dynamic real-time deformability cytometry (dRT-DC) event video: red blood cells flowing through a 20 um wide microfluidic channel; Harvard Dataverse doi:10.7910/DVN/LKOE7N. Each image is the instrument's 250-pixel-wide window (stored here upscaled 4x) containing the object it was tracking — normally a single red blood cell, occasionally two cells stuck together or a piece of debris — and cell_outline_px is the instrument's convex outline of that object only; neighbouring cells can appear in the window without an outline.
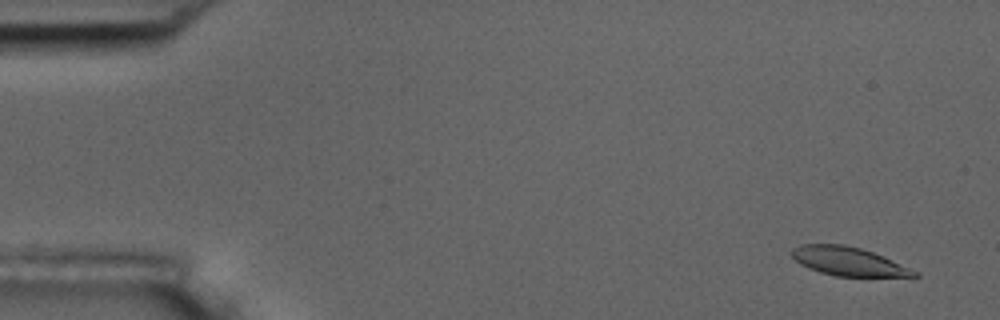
{"species": "common noctule bat (a hibernating species)", "species_latin": "Nyctalus noctula", "temperature_condition": "room temperature", "stored_images_in_passage": 54, "camera_frame_rate_fps": 3000, "um_per_image_px": 0.085, "animal": {"sex": "male", "body_mass_g": 17.5, "forearm_length_mm": 52.3}, "frame": {"image": 1, "passage_image": 3, "time_ms": 0.667, "image_size_px": [1000, 320], "cell_outline_px": [[920, 276], [836, 276], [820, 272], [808, 268], [800, 264], [788, 252], [792, 248], [800, 244], [844, 244], [860, 248], [884, 256], [920, 272]], "centroid_in_image_um": [72.09, 22.2], "position_along_channel_um": 12.9, "area_um2": 20.52}}
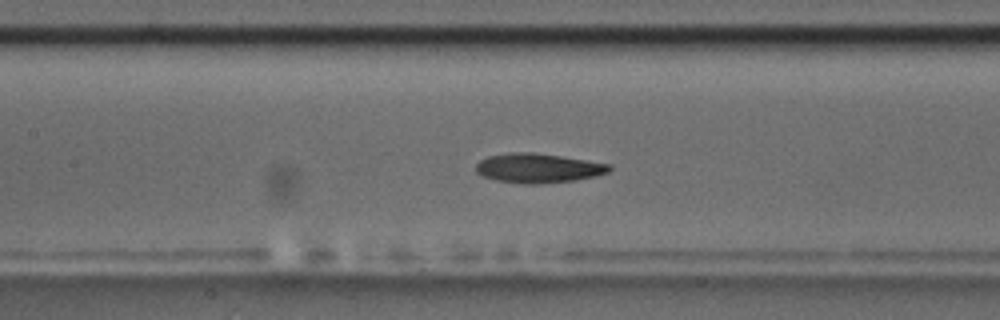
{"frame": {"image": 2, "passage_image": 25, "time_ms": 8.0, "image_size_px": [1000, 320], "cell_outline_px": [[612, 168], [608, 172], [596, 176], [572, 180], [540, 184], [524, 184], [496, 180], [484, 176], [476, 172], [476, 164], [480, 160], [488, 156], [508, 152], [532, 152], [560, 156], [612, 164]], "centroid_in_image_um": [45.74, 14.28], "position_along_channel_um": 161.7, "area_um2": 22.83}}
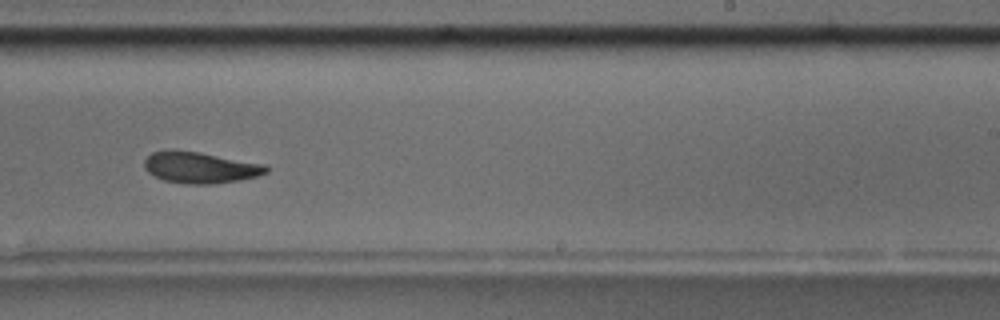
{"frame": {"image": 3, "passage_image": 34, "time_ms": 11.0, "image_size_px": [1000, 320], "cell_outline_px": [[268, 172], [256, 176], [240, 180], [212, 184], [184, 184], [164, 180], [148, 172], [144, 168], [144, 160], [152, 152], [168, 148], [200, 152], [268, 164]], "centroid_in_image_um": [17.02, 14.22], "position_along_channel_um": 272.0, "area_um2": 22.6}, "authors_computed_cell_mechanics": {"area_um2": 22.542, "velocity_mm_per_s": 3.7008, "shape_relaxation_time_tau1_ms": 2.9356, "shape_relaxation_time_tau2_ms": 3.9964, "deformation_change_tau1": 0.1293, "deformation_change_tau2": 0.1107}}